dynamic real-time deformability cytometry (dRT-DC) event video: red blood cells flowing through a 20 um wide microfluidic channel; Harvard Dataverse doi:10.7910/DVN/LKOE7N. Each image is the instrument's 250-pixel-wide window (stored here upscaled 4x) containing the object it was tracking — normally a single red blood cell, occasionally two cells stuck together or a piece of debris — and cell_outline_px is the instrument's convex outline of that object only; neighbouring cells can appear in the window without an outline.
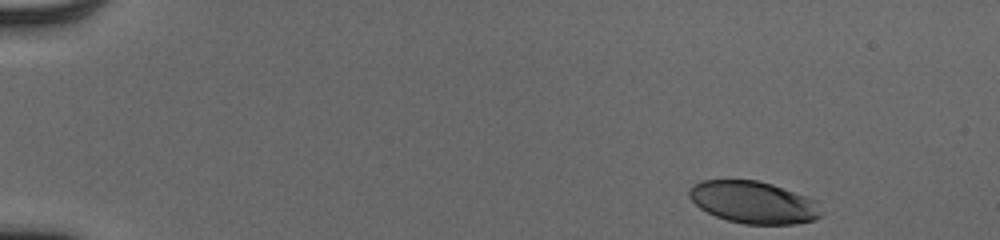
{"species": "human", "species_latin": "Homo sapiens", "temperature_condition": "cold", "stored_images_in_passage": 48, "camera_frame_rate_fps": 3000, "um_per_image_px": 0.085, "donor": {"sex": "male"}, "frame": {"image": 1, "passage_image": 1, "time_ms": 0.0, "image_size_px": [1000, 240], "cell_outline_px": [[820, 216], [812, 220], [792, 224], [744, 224], [728, 220], [716, 216], [700, 208], [688, 196], [688, 192], [692, 184], [700, 180], [756, 180], [772, 184], [816, 200], [820, 212]], "centroid_in_image_um": [64.0, 17.19], "position_along_channel_um": 21.0, "area_um2": 32.14}}
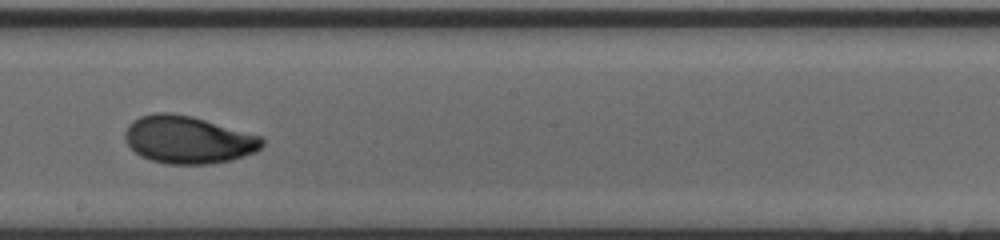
{"frame": {"image": 2, "passage_image": 27, "time_ms": 8.667, "image_size_px": [1000, 240], "cell_outline_px": [[264, 144], [256, 152], [232, 160], [208, 164], [168, 164], [152, 160], [140, 156], [128, 144], [124, 136], [124, 132], [128, 124], [132, 120], [140, 116], [152, 112], [172, 112], [192, 116], [260, 136], [264, 140]], "centroid_in_image_um": [15.97, 11.87], "position_along_channel_um": 232.2, "area_um2": 38.09}}
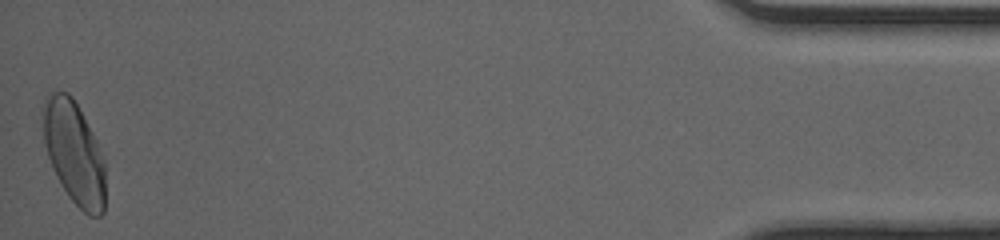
{"frame": {"image": 3, "passage_image": 48, "time_ms": 15.667, "image_size_px": [1000, 240], "cell_outline_px": [[104, 212], [100, 216], [88, 216], [68, 196], [52, 168], [48, 156], [44, 140], [40, 108], [44, 100], [52, 92], [68, 92], [72, 96], [92, 132], [96, 140], [104, 160]], "centroid_in_image_um": [6.27, 12.96], "position_along_channel_um": 428.9, "area_um2": 37.28}, "authors_computed_cell_mechanics": {"area_um2": 36.2984, "velocity_mm_per_s": 3.9705, "shape_relaxation_time_tau1_ms": 3.1547, "shape_relaxation_time_tau2_ms": 1.0127, "deformation_change_tau1": 0.1507, "deformation_change_tau2": 0.0476}}